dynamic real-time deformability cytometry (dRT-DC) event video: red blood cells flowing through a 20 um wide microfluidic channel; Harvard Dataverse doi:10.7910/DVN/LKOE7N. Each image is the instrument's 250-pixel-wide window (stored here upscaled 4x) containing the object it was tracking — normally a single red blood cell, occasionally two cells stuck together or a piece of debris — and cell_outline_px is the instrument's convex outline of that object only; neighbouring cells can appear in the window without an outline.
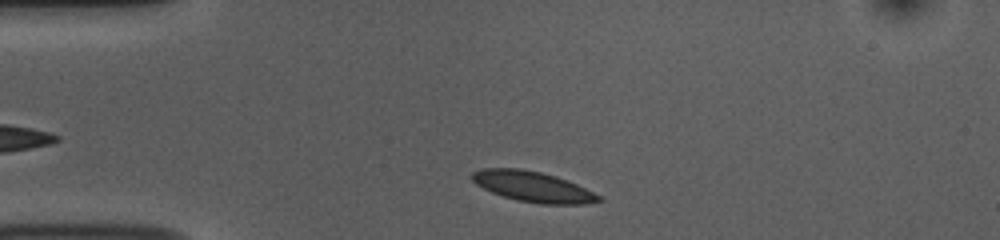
{"species": "common noctule bat (a hibernating species)", "species_latin": "Nyctalus noctula", "temperature_condition": "room temperature", "stored_images_in_passage": 32, "camera_frame_rate_fps": 3000, "um_per_image_px": 0.085, "animal": {"sex": "female", "body_mass_g": 10.0, "forearm_length_mm": 53.1}, "frame": {"image": 1, "passage_image": 2, "time_ms": 0.333, "image_size_px": [1000, 240], "cell_outline_px": [[604, 200], [584, 204], [540, 204], [516, 200], [492, 192], [476, 184], [472, 180], [472, 172], [484, 168], [520, 168], [540, 172], [556, 176], [576, 184], [600, 196]], "centroid_in_image_um": [45.28, 15.87], "position_along_channel_um": 39.7, "area_um2": 22.25}}
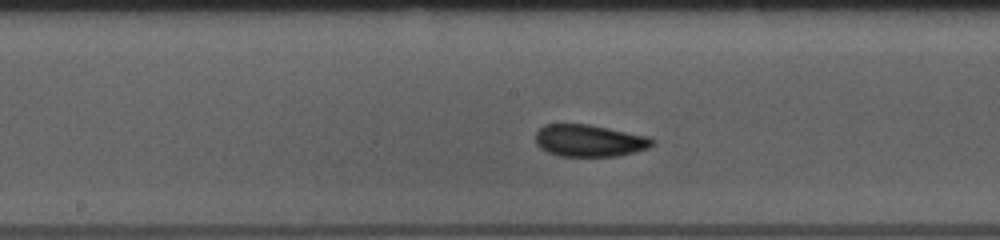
{"frame": {"image": 2, "passage_image": 17, "time_ms": 5.333, "image_size_px": [1000, 240], "cell_outline_px": [[656, 140], [648, 148], [616, 156], [560, 156], [548, 152], [540, 148], [536, 144], [536, 132], [544, 124], [588, 124], [648, 136]], "centroid_in_image_um": [50.07, 11.95], "position_along_channel_um": 198.1, "area_um2": 21.68}}
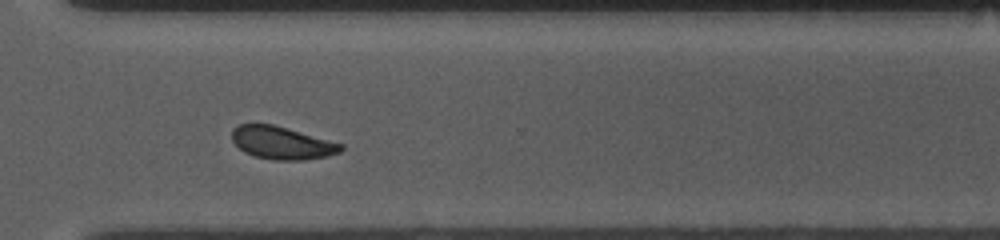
{"frame": {"image": 3, "passage_image": 29, "time_ms": 9.333, "image_size_px": [1000, 240], "cell_outline_px": [[344, 148], [340, 152], [328, 156], [304, 160], [272, 160], [256, 156], [244, 152], [232, 140], [232, 128], [240, 124], [272, 124], [344, 144]], "centroid_in_image_um": [23.97, 12.15], "position_along_channel_um": 346.6, "area_um2": 20.69}, "authors_computed_cell_mechanics": {"area_um2": 21.8773, "velocity_mm_per_s": 3.7141, "shape_relaxation_time_tau1_ms": 2.4028, "shape_relaxation_time_tau2_ms": 1.556, "deformation_change_tau1": 0.077, "deformation_change_tau2": 0.0595}}